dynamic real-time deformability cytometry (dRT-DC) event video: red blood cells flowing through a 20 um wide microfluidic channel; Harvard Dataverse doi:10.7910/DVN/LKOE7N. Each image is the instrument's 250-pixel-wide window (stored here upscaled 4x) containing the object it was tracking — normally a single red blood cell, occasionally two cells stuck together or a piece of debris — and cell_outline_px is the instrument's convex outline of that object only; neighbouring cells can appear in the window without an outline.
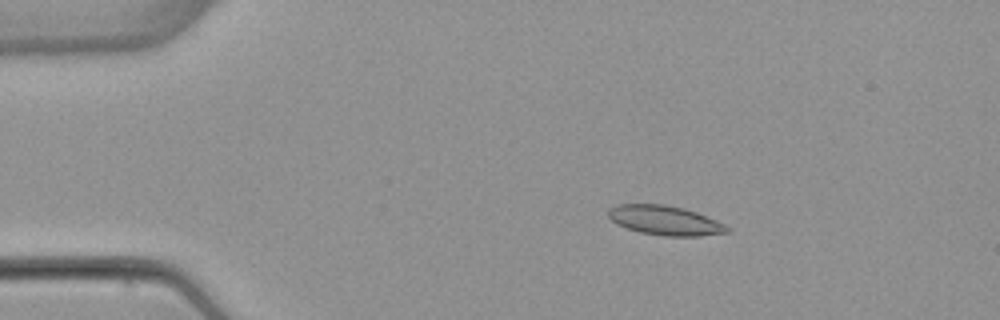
{"species": "common noctule bat (a hibernating species)", "species_latin": "Nyctalus noctula", "temperature_condition": "warm", "stored_images_in_passage": 53, "camera_frame_rate_fps": 3000, "um_per_image_px": 0.085, "animal": {"sex": "female", "body_mass_g": 22.7, "forearm_length_mm": 54.2}, "frame": {"image": 1, "passage_image": 10, "time_ms": 3.0, "image_size_px": [1000, 320], "cell_outline_px": [[732, 228], [728, 232], [700, 236], [664, 236], [640, 232], [616, 224], [608, 216], [608, 208], [616, 204], [664, 204], [684, 208], [696, 212], [716, 220]], "centroid_in_image_um": [56.52, 18.73], "position_along_channel_um": 28.5, "area_um2": 20.46}}
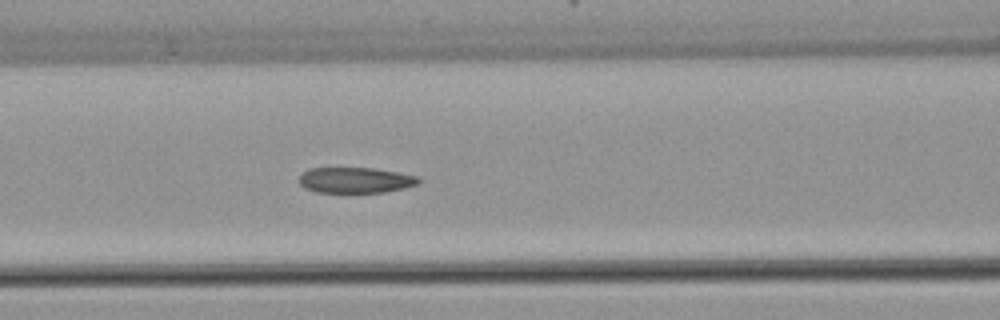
{"frame": {"image": 2, "passage_image": 23, "time_ms": 7.333, "image_size_px": [1000, 320], "cell_outline_px": [[420, 184], [404, 188], [384, 192], [316, 192], [304, 188], [296, 180], [300, 172], [308, 168], [376, 168], [420, 176]], "centroid_in_image_um": [30.18, 15.3], "position_along_channel_um": 136.4, "area_um2": 18.26}}
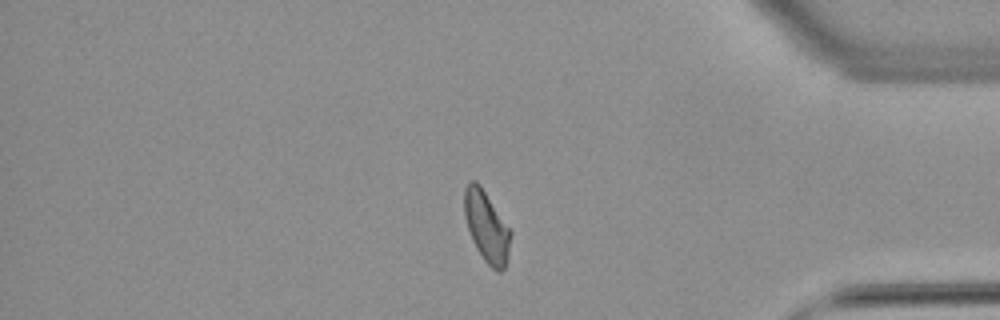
{"frame": {"image": 3, "passage_image": 45, "time_ms": 14.667, "image_size_px": [1000, 320], "cell_outline_px": [[512, 232], [508, 252], [504, 268], [500, 272], [496, 272], [484, 260], [476, 248], [472, 240], [464, 216], [464, 188], [472, 180], [476, 180], [480, 184]], "centroid_in_image_um": [41.34, 19.25], "position_along_channel_um": 393.9, "area_um2": 18.96}, "authors_computed_cell_mechanics": {"area_um2": 19.2474, "velocity_mm_per_s": 3.8861, "shape_relaxation_time_tau1_ms": 9.9252, "shape_relaxation_time_tau2_ms": 1.8812, "deformation_change_tau1": 0.2143, "deformation_change_tau2": 0.0608}}